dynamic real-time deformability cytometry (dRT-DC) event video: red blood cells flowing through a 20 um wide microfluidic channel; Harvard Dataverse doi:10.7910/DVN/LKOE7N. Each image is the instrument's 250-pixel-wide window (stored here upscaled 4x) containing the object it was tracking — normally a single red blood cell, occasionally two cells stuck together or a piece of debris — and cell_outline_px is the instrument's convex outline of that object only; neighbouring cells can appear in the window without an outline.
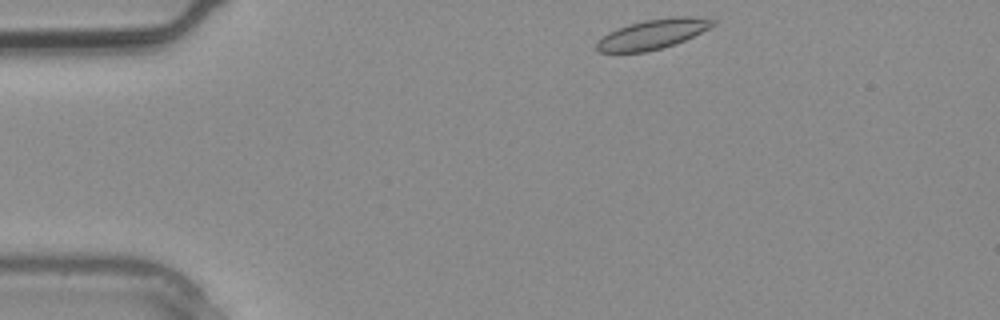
{"species": "common noctule bat (a hibernating species)", "species_latin": "Nyctalus noctula", "temperature_condition": "warm", "stored_images_in_passage": 3, "camera_frame_rate_fps": 3000, "um_per_image_px": 0.085, "animal": {"sex": "male", "body_mass_g": 20.4}, "frame": {"image": 1, "passage_image": 1, "time_ms": 0.0, "image_size_px": [1000, 320], "cell_outline_px": [[720, 20], [716, 24], [676, 44], [648, 52], [600, 52], [596, 48], [596, 40], [608, 32], [628, 24], [644, 20], [676, 16], [692, 16]], "centroid_in_image_um": [55.48, 2.89], "position_along_channel_um": 29.5, "area_um2": 20.29}}